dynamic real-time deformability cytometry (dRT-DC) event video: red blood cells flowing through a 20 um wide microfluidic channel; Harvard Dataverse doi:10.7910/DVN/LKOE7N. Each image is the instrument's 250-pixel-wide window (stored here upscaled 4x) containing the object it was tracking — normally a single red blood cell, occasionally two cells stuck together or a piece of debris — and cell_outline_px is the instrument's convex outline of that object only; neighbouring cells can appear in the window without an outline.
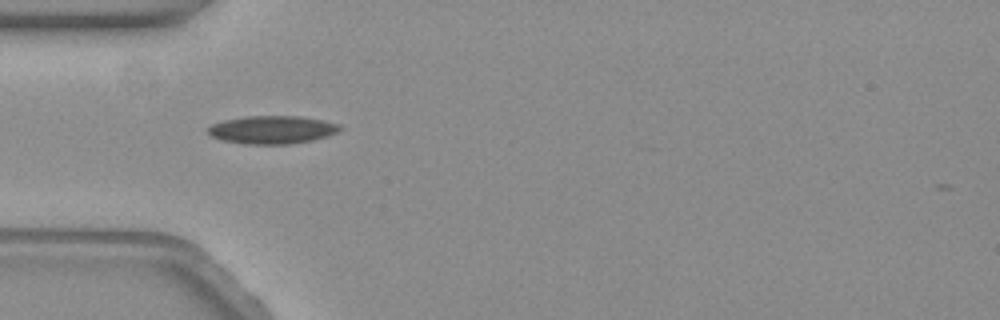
{"species": "common noctule bat (a hibernating species)", "species_latin": "Nyctalus noctula", "temperature_condition": "warm", "stored_images_in_passage": 37, "camera_frame_rate_fps": 3000, "um_per_image_px": 0.085, "animal": {"sex": "female", "body_mass_g": 19.3, "forearm_length_mm": 54.1}, "frame": {"image": 1, "passage_image": 1, "time_ms": 0.0, "image_size_px": [1000, 320], "cell_outline_px": [[344, 128], [336, 132], [312, 140], [288, 144], [244, 144], [224, 140], [212, 136], [208, 132], [208, 128], [212, 124], [224, 120], [244, 116], [300, 116], [324, 120], [340, 124]], "centroid_in_image_um": [23.15, 11.01], "position_along_channel_um": 61.8, "area_um2": 21.44}}
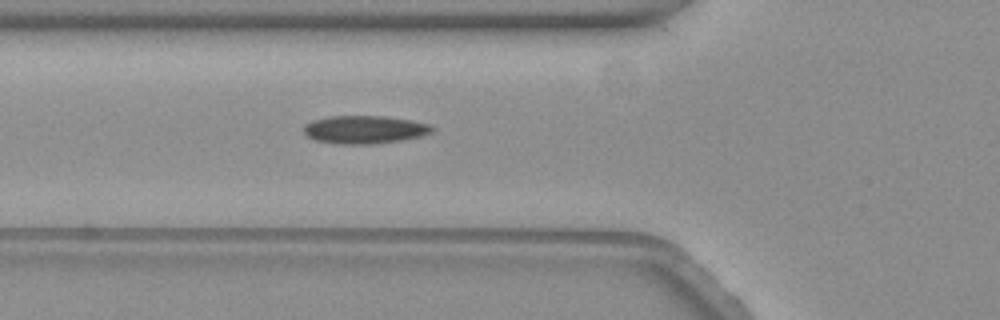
{"frame": {"image": 2, "passage_image": 4, "time_ms": 1.0, "image_size_px": [1000, 320], "cell_outline_px": [[436, 128], [432, 132], [420, 136], [400, 140], [372, 144], [340, 144], [316, 140], [308, 136], [304, 132], [304, 124], [312, 120], [328, 116], [384, 116], [412, 120], [428, 124]], "centroid_in_image_um": [30.98, 11.0], "position_along_channel_um": 94.8, "area_um2": 20.92}}
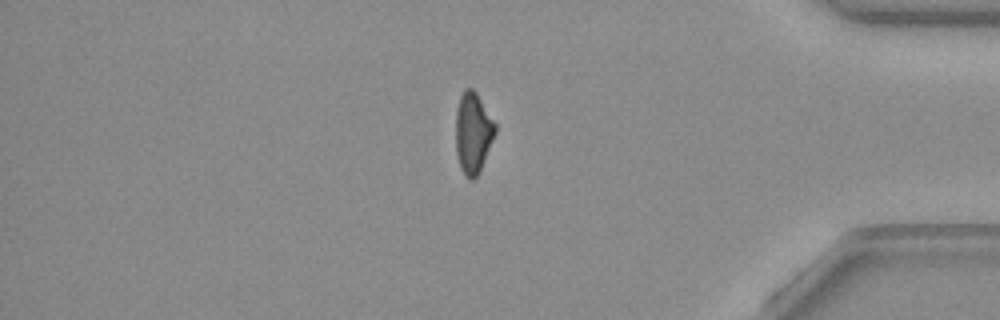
{"frame": {"image": 3, "passage_image": 33, "time_ms": 10.667, "image_size_px": [1000, 320], "cell_outline_px": [[496, 132], [480, 172], [472, 180], [468, 180], [464, 176], [460, 168], [456, 152], [456, 108], [460, 96], [464, 88], [472, 88], [476, 92], [496, 124]], "centroid_in_image_um": [40.2, 11.31], "position_along_channel_um": 395.0, "area_um2": 18.79}}